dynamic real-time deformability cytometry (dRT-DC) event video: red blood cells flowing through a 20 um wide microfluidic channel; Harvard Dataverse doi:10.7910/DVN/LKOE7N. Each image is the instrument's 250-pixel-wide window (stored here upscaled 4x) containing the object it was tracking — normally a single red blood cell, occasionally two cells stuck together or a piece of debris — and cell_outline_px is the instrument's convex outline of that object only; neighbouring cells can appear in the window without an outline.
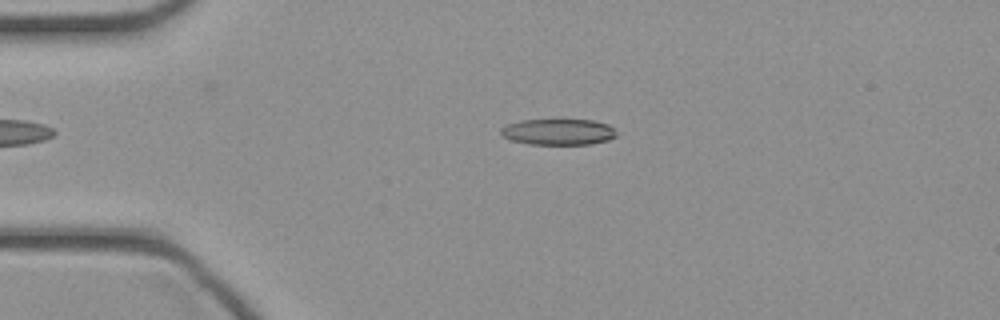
{"species": "common noctule bat (a hibernating species)", "species_latin": "Nyctalus noctula", "temperature_condition": "cold", "stored_images_in_passage": 36, "camera_frame_rate_fps": 3000, "um_per_image_px": 0.085, "animal": {"sex": "female", "body_mass_g": 21.9}, "frame": {"image": 1, "passage_image": 4, "time_ms": 1.0, "image_size_px": [1000, 320], "cell_outline_px": [[616, 136], [608, 140], [588, 144], [528, 144], [512, 140], [500, 136], [500, 128], [508, 124], [520, 120], [592, 120], [608, 124], [616, 132]], "centroid_in_image_um": [47.41, 11.21], "position_along_channel_um": 37.6, "area_um2": 17.51}}
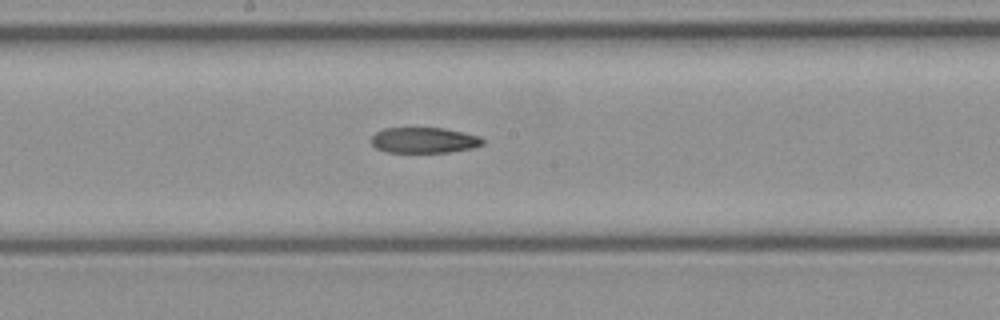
{"frame": {"image": 2, "passage_image": 18, "time_ms": 5.667, "image_size_px": [1000, 320], "cell_outline_px": [[484, 144], [472, 148], [448, 152], [388, 152], [376, 148], [372, 144], [372, 136], [376, 132], [384, 128], [444, 128], [464, 132], [480, 136], [484, 140]], "centroid_in_image_um": [36.07, 11.91], "position_along_channel_um": 212.1, "area_um2": 16.65}}
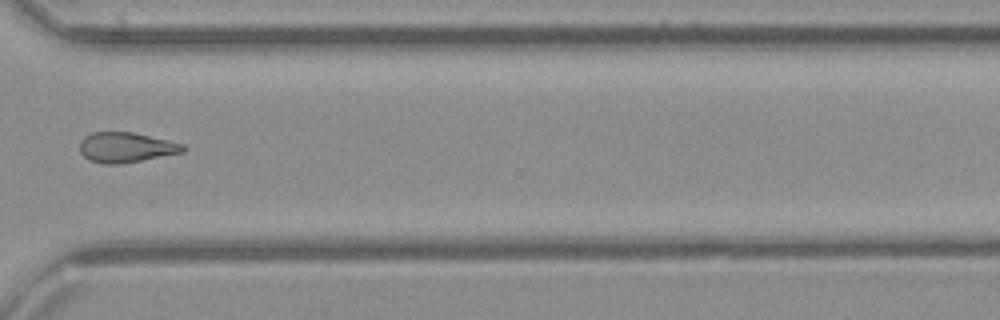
{"frame": {"image": 3, "passage_image": 28, "time_ms": 9.0, "image_size_px": [1000, 320], "cell_outline_px": [[188, 148], [184, 152], [120, 164], [104, 164], [88, 160], [80, 152], [80, 140], [84, 136], [92, 132], [132, 132], [184, 144]], "centroid_in_image_um": [10.7, 12.53], "position_along_channel_um": 359.9, "area_um2": 18.15}}